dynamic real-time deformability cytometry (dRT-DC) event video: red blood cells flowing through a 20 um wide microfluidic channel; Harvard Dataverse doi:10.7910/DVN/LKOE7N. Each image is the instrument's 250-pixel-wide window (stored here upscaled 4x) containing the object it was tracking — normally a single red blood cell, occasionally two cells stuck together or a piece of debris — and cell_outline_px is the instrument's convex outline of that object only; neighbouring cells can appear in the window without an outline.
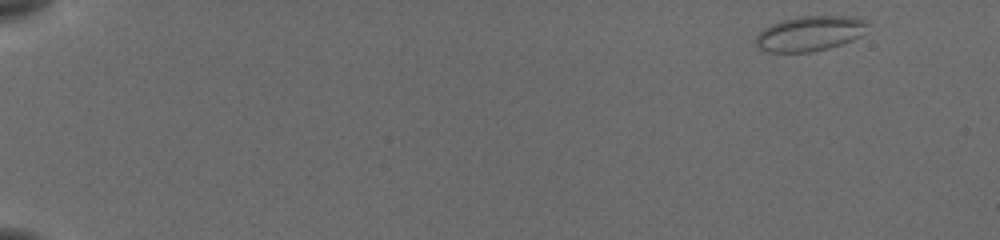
{"species": "common noctule bat (a hibernating species)", "species_latin": "Nyctalus noctula", "temperature_condition": "cold", "stored_images_in_passage": 51, "camera_frame_rate_fps": 3000, "um_per_image_px": 0.085, "animal": {"sex": "female", "body_mass_g": 19.5, "forearm_length_mm": 54.1}, "frame": {"image": 1, "passage_image": 1, "time_ms": 0.0, "image_size_px": [1000, 240], "cell_outline_px": [[868, 24], [860, 36], [852, 40], [828, 48], [812, 52], [768, 52], [756, 48], [756, 36], [764, 28], [772, 24], [784, 20], [800, 16], [852, 16], [864, 20]], "centroid_in_image_um": [68.8, 2.85], "position_along_channel_um": 16.2, "area_um2": 22.66}}
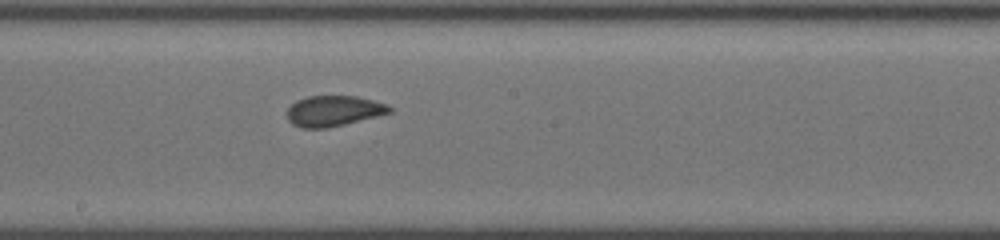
{"frame": {"image": 2, "passage_image": 29, "time_ms": 9.333, "image_size_px": [1000, 240], "cell_outline_px": [[392, 112], [344, 124], [324, 128], [300, 128], [292, 124], [288, 120], [288, 108], [296, 100], [308, 96], [356, 96], [388, 104], [392, 108]], "centroid_in_image_um": [28.34, 9.42], "position_along_channel_um": 219.9, "area_um2": 18.15}}
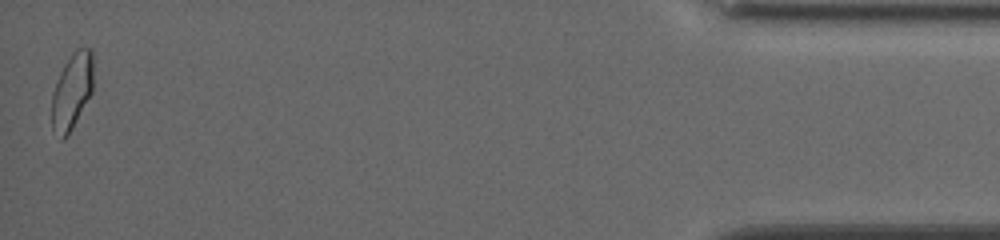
{"frame": {"image": 3, "passage_image": 51, "time_ms": 16.667, "image_size_px": [1000, 240], "cell_outline_px": [[92, 92], [72, 128], [60, 140], [52, 128], [52, 92], [56, 80], [64, 64], [72, 52], [76, 48], [92, 48]], "centroid_in_image_um": [6.1, 7.71], "position_along_channel_um": 429.1, "area_um2": 18.26}, "authors_computed_cell_mechanics": {"area_um2": 18.496, "velocity_mm_per_s": 3.8762, "shape_relaxation_time_tau1_ms": 9.2116, "shape_relaxation_time_tau2_ms": 0.9302, "deformation_change_tau1": 0.1406, "deformation_change_tau2": 0.052}}